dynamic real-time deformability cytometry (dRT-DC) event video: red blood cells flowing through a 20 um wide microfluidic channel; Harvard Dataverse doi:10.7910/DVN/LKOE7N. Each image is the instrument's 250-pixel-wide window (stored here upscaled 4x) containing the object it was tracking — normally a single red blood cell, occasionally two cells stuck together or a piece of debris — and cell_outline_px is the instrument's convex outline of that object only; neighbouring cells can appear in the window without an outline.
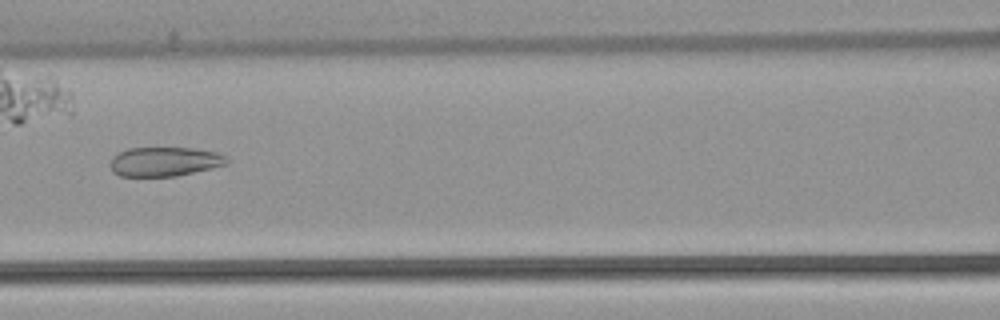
{"species": "common noctule bat (a hibernating species)", "species_latin": "Nyctalus noctula", "temperature_condition": "warm", "stored_images_in_passage": 52, "camera_frame_rate_fps": 3000, "um_per_image_px": 0.085, "animal": {"sex": "female", "body_mass_g": 22.7, "forearm_length_mm": 54.2}, "frame": {"image": 1, "passage_image": 23, "time_ms": 7.333, "image_size_px": [1000, 320], "cell_outline_px": [[228, 164], [212, 168], [176, 176], [120, 176], [112, 172], [108, 164], [112, 156], [128, 148], [196, 148], [216, 152], [228, 156]], "centroid_in_image_um": [13.98, 13.73], "position_along_channel_um": 152.6, "area_um2": 20.11}}
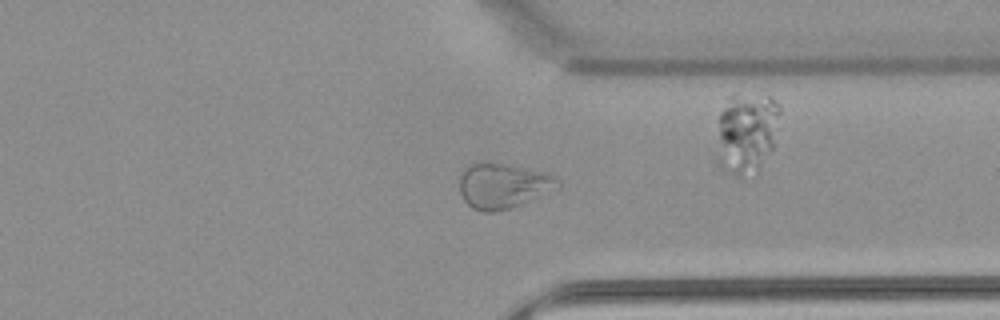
{"frame": {"image": 2, "passage_image": 40, "time_ms": 13.0, "image_size_px": [1000, 320], "cell_outline_px": [[560, 184], [520, 204], [496, 212], [484, 212], [472, 208], [464, 200], [460, 192], [460, 172], [468, 164], [508, 164], [548, 172], [556, 176], [560, 180]], "centroid_in_image_um": [42.71, 15.78], "position_along_channel_um": 368.7, "area_um2": 25.32}}
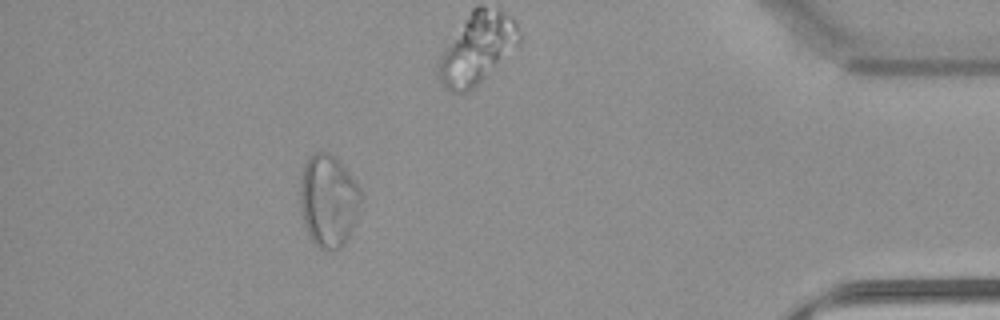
{"frame": {"image": 3, "passage_image": 47, "time_ms": 15.333, "image_size_px": [1000, 320], "cell_outline_px": [[360, 204], [356, 216], [348, 236], [344, 244], [340, 248], [320, 248], [312, 240], [304, 224], [300, 208], [300, 180], [304, 164], [308, 156], [312, 152], [328, 152], [340, 160], [360, 188]], "centroid_in_image_um": [27.89, 16.99], "position_along_channel_um": 407.3, "area_um2": 32.48}, "authors_computed_cell_mechanics": {"area_um2": 28.2642, "velocity_mm_per_s": 3.8278, "shape_relaxation_time_tau1_ms": null, "shape_relaxation_time_tau2_ms": 1.6205, "deformation_change_tau1": null, "deformation_change_tau2": 0.0993}}